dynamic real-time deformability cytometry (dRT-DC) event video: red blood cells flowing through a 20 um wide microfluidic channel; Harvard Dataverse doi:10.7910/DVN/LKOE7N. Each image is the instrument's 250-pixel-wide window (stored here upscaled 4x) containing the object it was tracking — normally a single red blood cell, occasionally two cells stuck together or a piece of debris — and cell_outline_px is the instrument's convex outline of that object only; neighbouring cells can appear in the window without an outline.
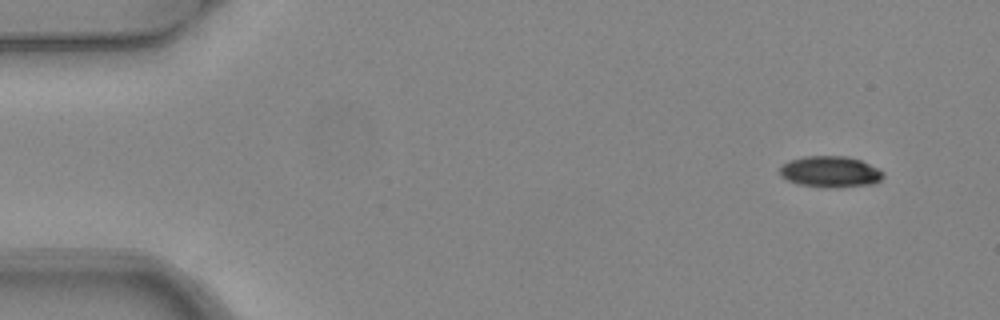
{"species": "common noctule bat (a hibernating species)", "species_latin": "Nyctalus noctula", "temperature_condition": "warm", "stored_images_in_passage": 3, "camera_frame_rate_fps": 3000, "um_per_image_px": 0.085, "animal": {"sex": "female", "body_mass_g": 24.6, "forearm_length_mm": 56.2}, "frame": {"image": 1, "passage_image": 1, "time_ms": 0.0, "image_size_px": [1000, 320], "cell_outline_px": [[884, 176], [876, 184], [836, 188], [828, 188], [800, 184], [788, 180], [780, 176], [780, 164], [788, 160], [804, 156], [844, 156], [860, 160], [880, 168], [884, 172]], "centroid_in_image_um": [70.59, 14.6], "position_along_channel_um": 14.4, "area_um2": 19.13}}